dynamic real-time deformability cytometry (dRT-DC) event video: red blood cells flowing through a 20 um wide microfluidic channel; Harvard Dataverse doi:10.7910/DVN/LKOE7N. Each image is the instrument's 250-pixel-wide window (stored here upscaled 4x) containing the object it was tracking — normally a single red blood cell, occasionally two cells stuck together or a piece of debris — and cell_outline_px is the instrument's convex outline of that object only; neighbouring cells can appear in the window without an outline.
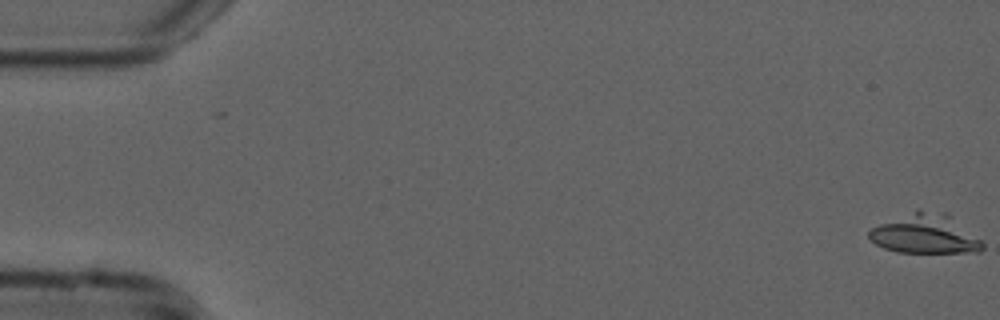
{"species": "common noctule bat (a hibernating species)", "species_latin": "Nyctalus noctula", "temperature_condition": "cold", "stored_images_in_passage": 12, "camera_frame_rate_fps": 3000, "um_per_image_px": 0.085, "animal": {"sex": "male", "forearm_length_mm": 52.5}, "frame": {"image": 1, "passage_image": 1, "time_ms": 0.0, "image_size_px": [1000, 320], "cell_outline_px": [[984, 248], [980, 252], [896, 252], [884, 248], [876, 244], [868, 236], [868, 232], [872, 228], [880, 224], [916, 208], [920, 208], [948, 212], [980, 240], [984, 244]], "centroid_in_image_um": [78.65, 19.85], "position_along_channel_um": 6.4, "area_um2": 26.3}}